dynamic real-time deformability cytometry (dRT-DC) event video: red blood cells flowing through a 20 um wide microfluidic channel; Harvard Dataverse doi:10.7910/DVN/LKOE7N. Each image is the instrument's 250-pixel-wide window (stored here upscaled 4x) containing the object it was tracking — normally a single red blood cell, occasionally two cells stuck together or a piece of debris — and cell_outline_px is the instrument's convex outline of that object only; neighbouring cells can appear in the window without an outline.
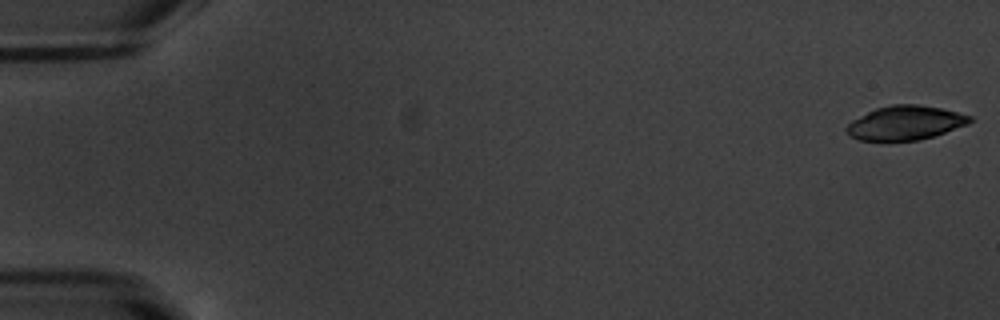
{"species": "common noctule bat (a hibernating species)", "species_latin": "Nyctalus noctula", "temperature_condition": "warm", "stored_images_in_passage": 54, "camera_frame_rate_fps": 3000, "um_per_image_px": 0.085, "animal": {"sex": "male", "body_mass_g": 20.1, "forearm_length_mm": 53.5}, "frame": {"image": 1, "passage_image": 1, "time_ms": 0.0, "image_size_px": [1000, 320], "cell_outline_px": [[972, 120], [968, 124], [932, 136], [916, 140], [860, 140], [848, 136], [844, 128], [852, 120], [876, 108], [892, 104], [916, 104], [940, 108], [972, 116]], "centroid_in_image_um": [76.91, 10.44], "position_along_channel_um": 8.1, "area_um2": 24.22}}
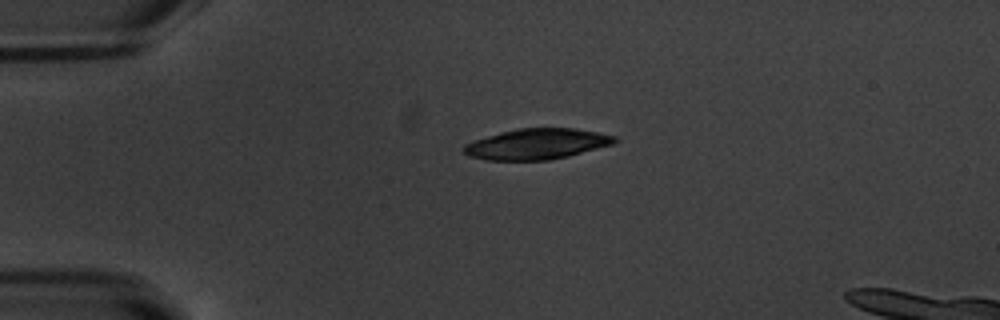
{"frame": {"image": 2, "passage_image": 13, "time_ms": 4.0, "image_size_px": [1000, 320], "cell_outline_px": [[616, 140], [612, 144], [568, 156], [548, 160], [484, 160], [468, 156], [464, 152], [464, 144], [472, 140], [500, 132], [516, 128], [576, 128], [616, 136]], "centroid_in_image_um": [45.57, 12.23], "position_along_channel_um": 39.4, "area_um2": 26.93}}